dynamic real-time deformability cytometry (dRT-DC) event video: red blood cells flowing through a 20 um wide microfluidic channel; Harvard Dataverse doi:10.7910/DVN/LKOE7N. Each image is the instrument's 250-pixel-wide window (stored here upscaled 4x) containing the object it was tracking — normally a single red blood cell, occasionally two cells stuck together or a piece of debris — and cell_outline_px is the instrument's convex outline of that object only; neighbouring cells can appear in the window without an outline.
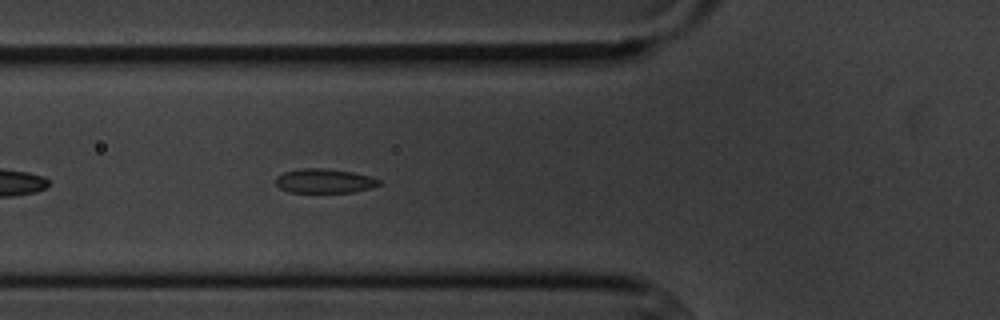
{"species": "common noctule bat (a hibernating species)", "species_latin": "Nyctalus noctula", "temperature_condition": "cold", "stored_images_in_passage": 5, "camera_frame_rate_fps": 3000, "um_per_image_px": 0.085, "animal": {"sex": "male", "body_mass_g": 20.1, "forearm_length_mm": 53.5}, "frame": {"image": 1, "passage_image": 5, "time_ms": 4.667, "image_size_px": [1000, 320], "cell_outline_px": [[380, 184], [372, 188], [352, 192], [288, 192], [280, 188], [276, 184], [276, 176], [284, 172], [304, 168], [324, 168], [352, 172], [372, 176], [380, 180]], "centroid_in_image_um": [27.59, 15.38], "position_along_channel_um": 98.2, "area_um2": 14.62}}